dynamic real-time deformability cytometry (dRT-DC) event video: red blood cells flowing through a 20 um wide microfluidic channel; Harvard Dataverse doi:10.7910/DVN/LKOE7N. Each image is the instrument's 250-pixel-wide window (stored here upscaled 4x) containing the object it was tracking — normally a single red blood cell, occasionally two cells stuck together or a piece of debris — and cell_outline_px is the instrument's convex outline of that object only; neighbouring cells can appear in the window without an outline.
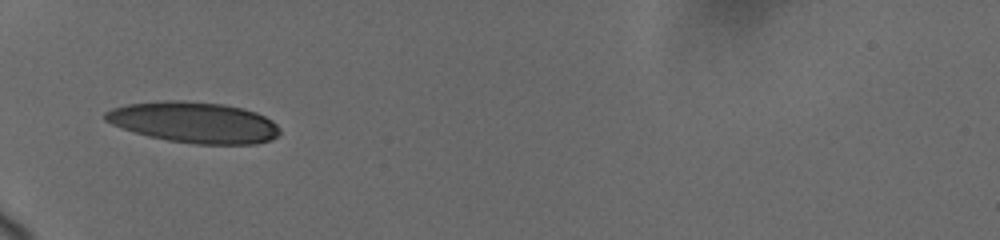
{"species": "human", "species_latin": "Homo sapiens", "temperature_condition": "cold", "stored_images_in_passage": 11, "camera_frame_rate_fps": 3000, "um_per_image_px": 0.085, "donor": {"sex": "female"}, "frame": {"image": 1, "passage_image": 10, "time_ms": 4.667, "image_size_px": [1000, 240], "cell_outline_px": [[280, 132], [272, 140], [256, 144], [196, 144], [168, 140], [148, 136], [112, 124], [104, 120], [104, 112], [112, 108], [128, 104], [164, 100], [184, 100], [224, 104], [244, 108], [256, 112], [272, 120], [280, 128]], "centroid_in_image_um": [16.52, 10.39], "position_along_channel_um": 68.5, "area_um2": 41.73}}